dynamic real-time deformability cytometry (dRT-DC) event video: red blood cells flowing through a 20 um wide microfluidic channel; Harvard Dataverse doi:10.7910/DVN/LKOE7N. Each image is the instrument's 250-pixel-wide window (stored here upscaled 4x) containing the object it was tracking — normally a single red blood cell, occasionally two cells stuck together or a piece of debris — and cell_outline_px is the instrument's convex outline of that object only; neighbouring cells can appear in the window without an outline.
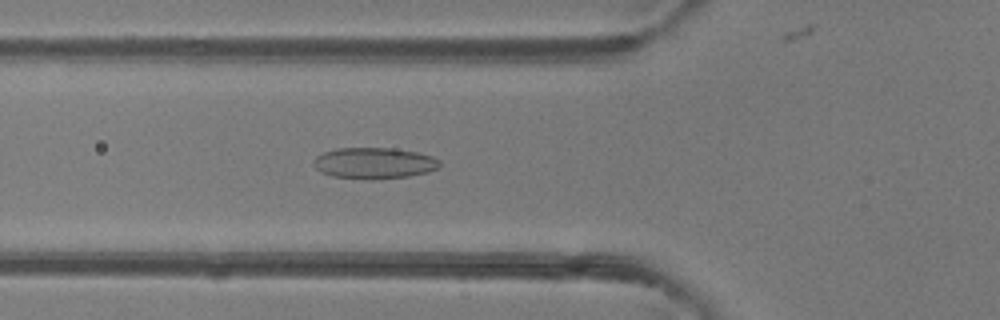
{"species": "common noctule bat (a hibernating species)", "species_latin": "Nyctalus noctula", "temperature_condition": "room temperature", "stored_images_in_passage": 50, "camera_frame_rate_fps": 3000, "um_per_image_px": 0.085, "animal": {"sex": "female"}, "frame": {"image": 1, "passage_image": 18, "time_ms": 5.667, "image_size_px": [1000, 320], "cell_outline_px": [[440, 168], [428, 172], [408, 176], [332, 176], [320, 172], [312, 164], [312, 160], [316, 156], [324, 152], [336, 148], [392, 148], [416, 152], [432, 156], [440, 160]], "centroid_in_image_um": [31.8, 13.81], "position_along_channel_um": 94.0, "area_um2": 22.02}}
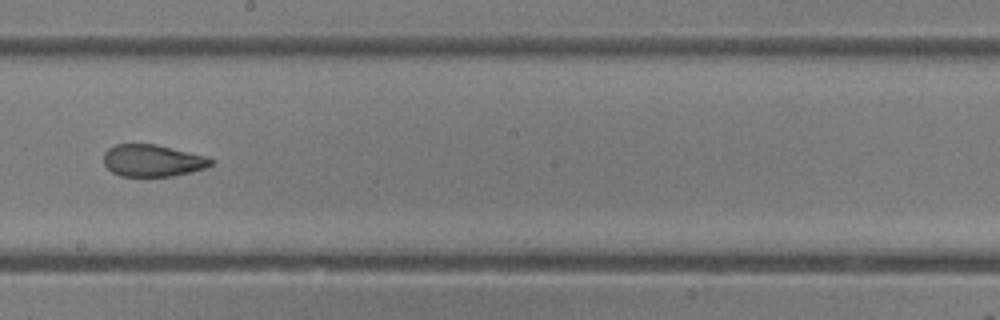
{"frame": {"image": 2, "passage_image": 28, "time_ms": 9.0, "image_size_px": [1000, 320], "cell_outline_px": [[216, 160], [212, 164], [204, 168], [172, 176], [120, 176], [112, 172], [104, 164], [104, 152], [108, 148], [116, 144], [156, 144], [208, 156]], "centroid_in_image_um": [12.98, 13.64], "position_along_channel_um": 235.2, "area_um2": 20.06}}
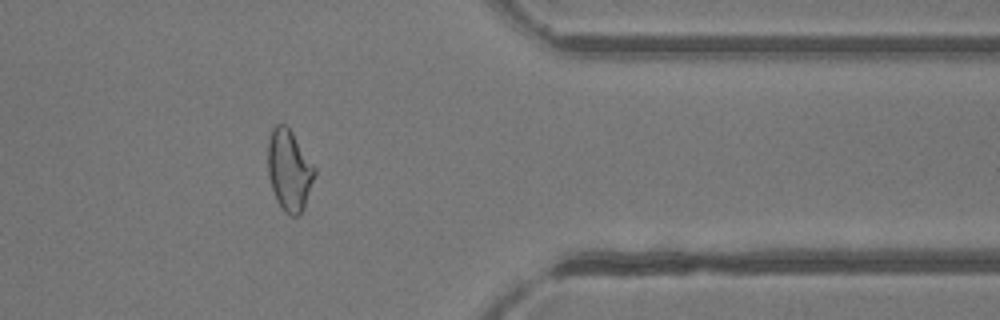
{"frame": {"image": 3, "passage_image": 40, "time_ms": 13.0, "image_size_px": [1000, 320], "cell_outline_px": [[316, 172], [304, 208], [296, 216], [292, 216], [284, 212], [276, 200], [268, 176], [268, 140], [272, 128], [276, 124], [284, 124], [292, 132], [316, 168]], "centroid_in_image_um": [24.58, 14.47], "position_along_channel_um": 386.8, "area_um2": 22.02}, "authors_computed_cell_mechanics": {"area_um2": 22.4553, "velocity_mm_per_s": 4.2165, "shape_relaxation_time_tau1_ms": null, "shape_relaxation_time_tau2_ms": 1.3585, "deformation_change_tau1": null, "deformation_change_tau2": 0.0798}}